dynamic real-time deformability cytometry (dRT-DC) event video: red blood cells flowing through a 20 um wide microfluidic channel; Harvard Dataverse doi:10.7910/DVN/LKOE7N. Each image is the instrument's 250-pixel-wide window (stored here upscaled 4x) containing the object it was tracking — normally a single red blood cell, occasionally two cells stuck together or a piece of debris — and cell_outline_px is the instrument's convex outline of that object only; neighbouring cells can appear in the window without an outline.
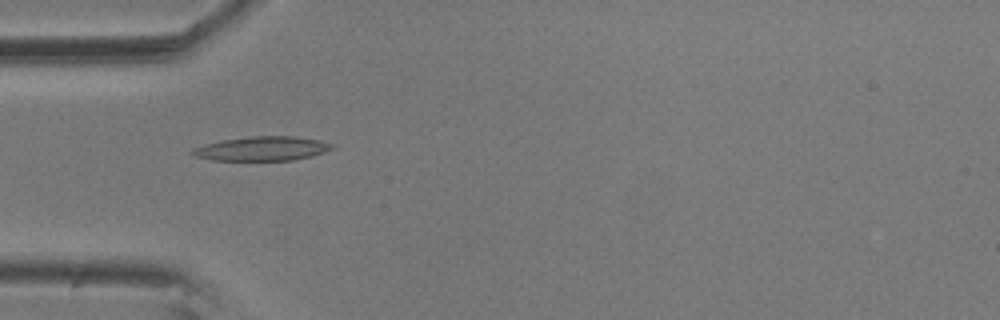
{"species": "common noctule bat (a hibernating species)", "species_latin": "Nyctalus noctula", "temperature_condition": "room temperature", "stored_images_in_passage": 2, "camera_frame_rate_fps": 3000, "um_per_image_px": 0.085, "animal": {"sex": "male", "body_mass_g": 20.5, "forearm_length_mm": 52.5}, "frame": {"image": 1, "passage_image": 1, "time_ms": 0.0, "image_size_px": [1000, 320], "cell_outline_px": [[336, 148], [324, 152], [292, 160], [212, 160], [196, 156], [192, 152], [192, 148], [204, 144], [220, 140], [252, 136], [292, 136], [320, 140], [336, 144]], "centroid_in_image_um": [22.31, 12.62], "position_along_channel_um": 62.7, "area_um2": 19.65}}
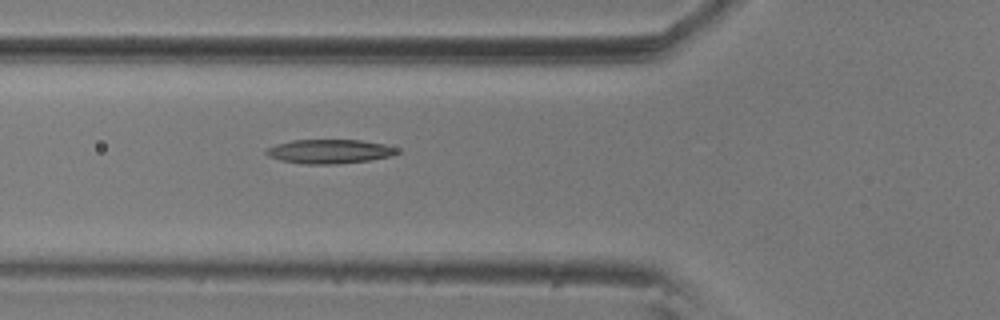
{"frame": {"image": 2, "passage_image": 2, "time_ms": 0.333, "image_size_px": [1000, 320], "cell_outline_px": [[400, 152], [392, 156], [368, 160], [336, 164], [304, 164], [280, 160], [268, 156], [264, 152], [268, 148], [276, 144], [292, 140], [360, 140], [384, 144], [400, 148]], "centroid_in_image_um": [28.03, 12.87], "position_along_channel_um": 97.8, "area_um2": 18.44}}